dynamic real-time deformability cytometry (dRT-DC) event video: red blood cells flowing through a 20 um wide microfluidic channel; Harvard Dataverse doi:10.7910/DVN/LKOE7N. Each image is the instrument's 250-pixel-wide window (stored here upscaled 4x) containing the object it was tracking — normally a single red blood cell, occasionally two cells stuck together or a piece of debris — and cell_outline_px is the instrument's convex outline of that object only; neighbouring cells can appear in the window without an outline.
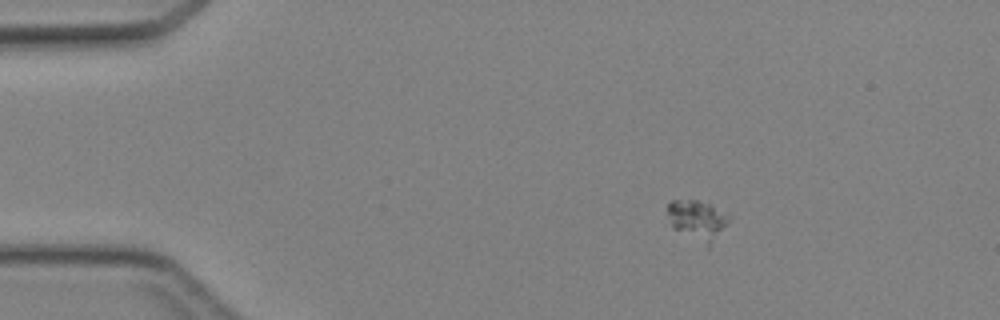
{"species": "Egyptian fruit bat (a non-hibernating species)", "species_latin": "Rousettus aegyptiacus", "temperature_condition": "cold", "stored_images_in_passage": 40, "camera_frame_rate_fps": 3000, "um_per_image_px": 0.085, "animal": {"sex": "female"}, "frame": {"image": 1, "passage_image": 1, "time_ms": 0.0, "image_size_px": [1000, 320], "cell_outline_px": [[732, 216], [708, 248], [672, 228], [668, 216], [668, 204], [672, 200], [696, 200], [708, 204]], "centroid_in_image_um": [59.26, 18.72], "position_along_channel_um": 25.7, "area_um2": 14.1}}
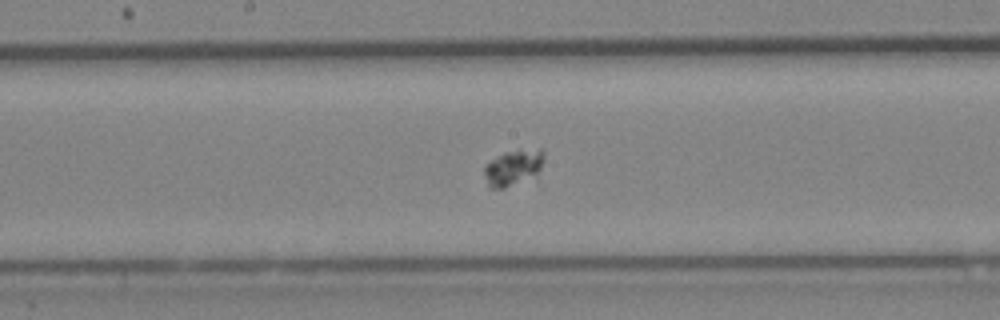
{"frame": {"image": 2, "passage_image": 18, "time_ms": 5.667, "image_size_px": [1000, 320], "cell_outline_px": [[544, 160], [540, 168], [536, 172], [504, 188], [492, 188], [488, 184], [484, 172], [484, 168], [492, 160], [508, 152], [540, 148], [544, 152]], "centroid_in_image_um": [43.63, 14.22], "position_along_channel_um": 204.6, "area_um2": 11.56}}
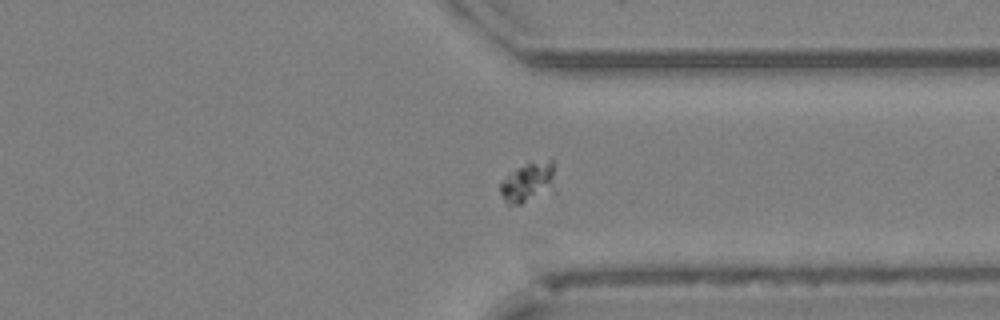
{"frame": {"image": 3, "passage_image": 29, "time_ms": 9.333, "image_size_px": [1000, 320], "cell_outline_px": [[556, 196], [520, 204], [508, 204], [504, 200], [500, 192], [500, 184], [516, 168], [552, 156], [556, 192]], "centroid_in_image_um": [45.04, 15.55], "position_along_channel_um": 366.4, "area_um2": 13.7}}